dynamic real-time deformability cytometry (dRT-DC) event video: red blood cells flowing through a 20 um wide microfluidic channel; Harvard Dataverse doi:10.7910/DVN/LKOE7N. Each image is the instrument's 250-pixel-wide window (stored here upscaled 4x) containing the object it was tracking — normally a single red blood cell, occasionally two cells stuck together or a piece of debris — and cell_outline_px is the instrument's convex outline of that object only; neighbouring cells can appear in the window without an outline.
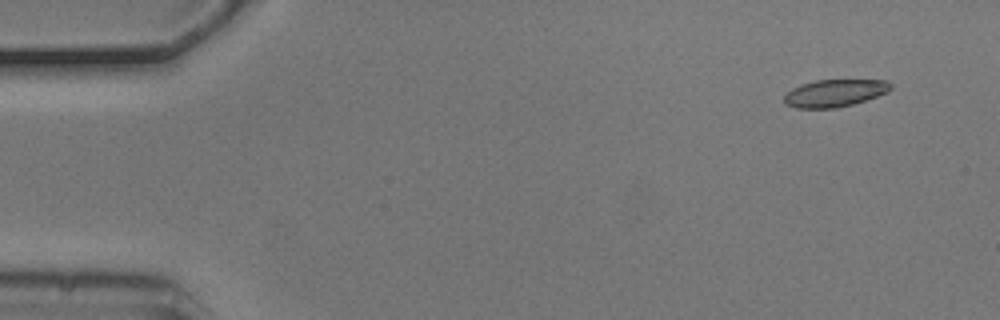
{"species": "common noctule bat (a hibernating species)", "species_latin": "Nyctalus noctula", "temperature_condition": "cold", "stored_images_in_passage": 5, "camera_frame_rate_fps": 3000, "um_per_image_px": 0.085, "animal": {"sex": "male", "body_mass_g": 20.5, "forearm_length_mm": 52.5}, "frame": {"image": 1, "passage_image": 2, "time_ms": 0.333, "image_size_px": [1000, 320], "cell_outline_px": [[892, 88], [888, 92], [852, 104], [836, 108], [796, 108], [784, 104], [784, 96], [792, 88], [800, 84], [816, 80], [888, 80], [892, 84]], "centroid_in_image_um": [70.94, 7.91], "position_along_channel_um": 14.1, "area_um2": 16.99}}